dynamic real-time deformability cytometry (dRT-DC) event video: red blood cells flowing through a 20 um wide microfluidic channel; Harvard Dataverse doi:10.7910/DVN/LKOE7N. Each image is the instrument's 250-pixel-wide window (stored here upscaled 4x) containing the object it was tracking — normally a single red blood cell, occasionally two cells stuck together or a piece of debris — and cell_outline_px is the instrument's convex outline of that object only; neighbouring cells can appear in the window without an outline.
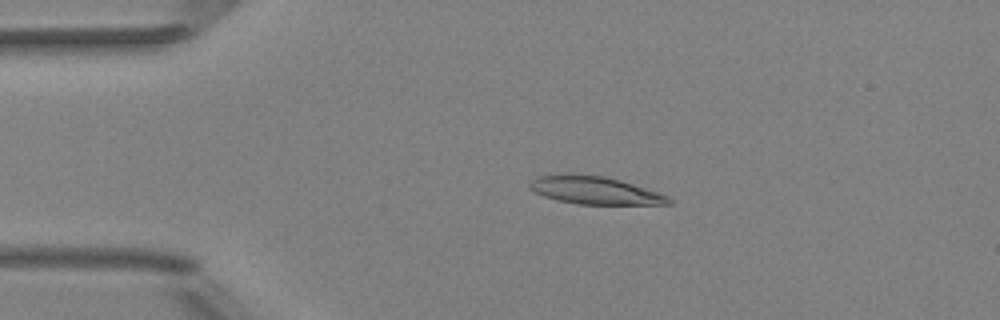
{"species": "Egyptian fruit bat (a non-hibernating species)", "species_latin": "Rousettus aegyptiacus", "temperature_condition": "room temperature", "stored_images_in_passage": 44, "camera_frame_rate_fps": 3000, "um_per_image_px": 0.085, "animal": {"sex": "female"}, "frame": {"image": 1, "passage_image": 10, "time_ms": 3.0, "image_size_px": [1000, 320], "cell_outline_px": [[672, 204], [576, 204], [556, 200], [544, 196], [528, 188], [528, 184], [536, 176], [568, 172], [572, 172], [604, 176], [620, 180], [660, 192], [668, 196], [672, 200]], "centroid_in_image_um": [50.52, 16.15], "position_along_channel_um": 34.5, "area_um2": 22.95}}
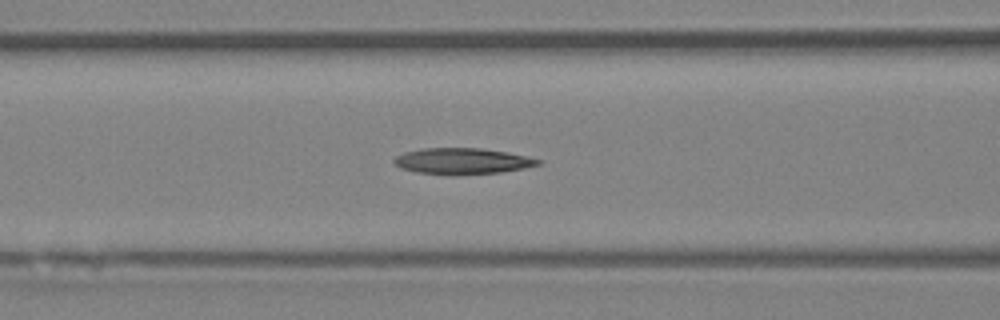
{"frame": {"image": 2, "passage_image": 20, "time_ms": 6.333, "image_size_px": [1000, 320], "cell_outline_px": [[544, 160], [540, 164], [524, 168], [500, 172], [416, 172], [400, 168], [392, 160], [396, 156], [404, 152], [420, 148], [480, 148], [508, 152]], "centroid_in_image_um": [39.31, 13.64], "position_along_channel_um": 127.3, "area_um2": 20.98}}
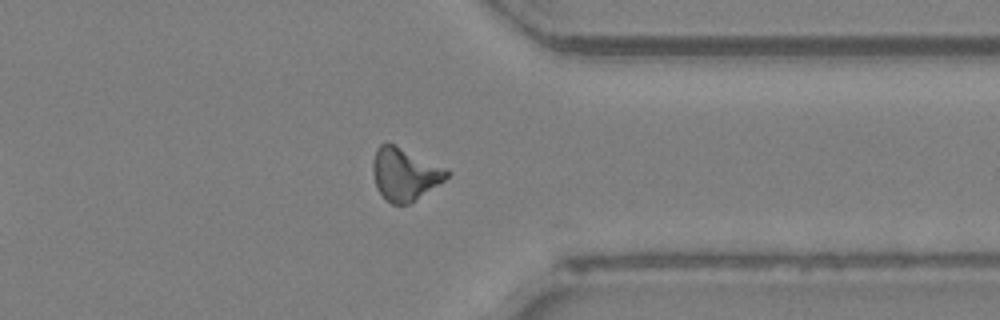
{"frame": {"image": 3, "passage_image": 39, "time_ms": 12.667, "image_size_px": [1000, 320], "cell_outline_px": [[452, 172], [444, 180], [408, 204], [392, 204], [376, 188], [372, 172], [372, 164], [376, 148], [380, 144], [392, 144], [448, 168]], "centroid_in_image_um": [34.4, 14.79], "position_along_channel_um": 377.0, "area_um2": 22.31}, "authors_computed_cell_mechanics": {"area_um2": 21.9351, "velocity_mm_per_s": 4.027, "shape_relaxation_time_tau1_ms": 10.0025, "shape_relaxation_time_tau2_ms": 7.3611, "deformation_change_tau1": 0.251, "deformation_change_tau2": 0.2083}}